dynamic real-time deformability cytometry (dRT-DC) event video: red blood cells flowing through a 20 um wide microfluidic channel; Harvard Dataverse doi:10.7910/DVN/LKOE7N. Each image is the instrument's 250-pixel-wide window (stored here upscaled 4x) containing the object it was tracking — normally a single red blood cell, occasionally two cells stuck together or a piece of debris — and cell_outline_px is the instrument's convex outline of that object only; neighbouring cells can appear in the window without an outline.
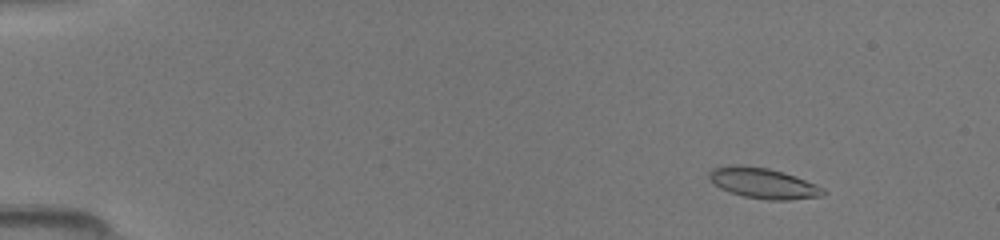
{"species": "common noctule bat (a hibernating species)", "species_latin": "Nyctalus noctula", "temperature_condition": "room temperature", "stored_images_in_passage": 49, "camera_frame_rate_fps": 3000, "um_per_image_px": 0.085, "animal": {"sex": "female", "body_mass_g": 19.5, "forearm_length_mm": 54.1}, "frame": {"image": 1, "passage_image": 6, "time_ms": 1.667, "image_size_px": [1000, 240], "cell_outline_px": [[828, 192], [824, 196], [788, 200], [768, 200], [744, 196], [728, 192], [712, 184], [708, 180], [708, 172], [712, 168], [732, 164], [740, 164], [768, 168], [784, 172], [796, 176], [816, 184], [824, 188]], "centroid_in_image_um": [64.86, 15.56], "position_along_channel_um": 20.1, "area_um2": 20.81}}
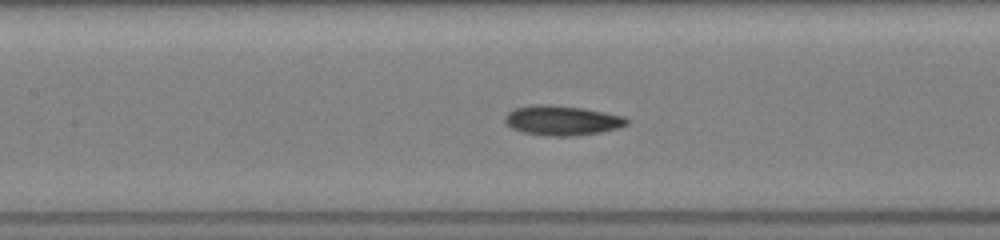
{"frame": {"image": 2, "passage_image": 24, "time_ms": 7.667, "image_size_px": [1000, 240], "cell_outline_px": [[628, 124], [620, 128], [600, 132], [576, 136], [544, 136], [524, 132], [512, 128], [504, 120], [504, 116], [508, 112], [516, 108], [532, 104], [552, 104], [584, 108], [624, 116], [628, 120]], "centroid_in_image_um": [47.78, 10.23], "position_along_channel_um": 159.6, "area_um2": 21.33}}
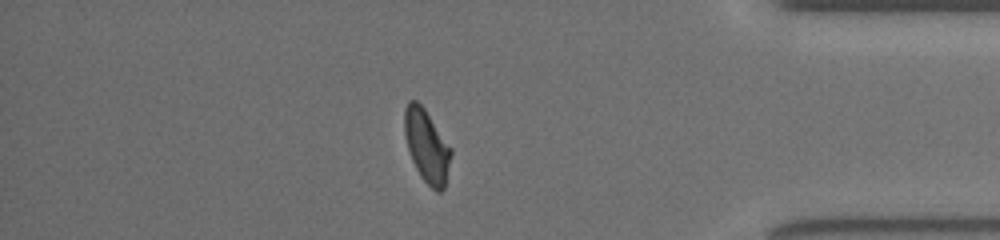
{"frame": {"image": 3, "passage_image": 43, "time_ms": 14.0, "image_size_px": [1000, 240], "cell_outline_px": [[452, 152], [444, 188], [440, 192], [436, 192], [420, 176], [412, 160], [408, 148], [404, 132], [404, 108], [408, 100], [416, 100], [424, 108], [452, 148]], "centroid_in_image_um": [36.27, 12.39], "position_along_channel_um": 398.9, "area_um2": 19.65}}